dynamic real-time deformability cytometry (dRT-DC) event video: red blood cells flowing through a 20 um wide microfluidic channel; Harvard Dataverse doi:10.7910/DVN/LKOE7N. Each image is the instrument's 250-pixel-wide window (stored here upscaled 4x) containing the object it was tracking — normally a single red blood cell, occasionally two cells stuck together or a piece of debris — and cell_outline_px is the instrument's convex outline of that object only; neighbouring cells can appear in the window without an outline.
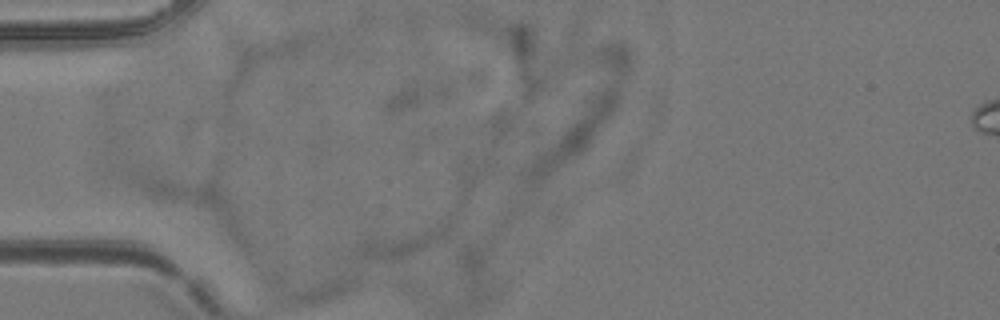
{"species": "common noctule bat (a hibernating species)", "species_latin": "Nyctalus noctula", "temperature_condition": "room temperature", "stored_images_in_passage": 5, "camera_frame_rate_fps": 3000, "um_per_image_px": 0.085, "animal": {"sex": "female", "body_mass_g": 24.6, "forearm_length_mm": 56.2}, "frame": {"image": 1, "passage_image": 5, "time_ms": 1.333, "image_size_px": [1000, 320], "cell_outline_px": [[456, 216], [452, 228], [448, 236], [400, 260], [384, 260], [356, 256], [352, 252], [352, 248], [360, 240], [368, 236], [456, 212]], "centroid_in_image_um": [34.41, 20.34], "position_along_channel_um": 50.6, "area_um2": 18.44}}